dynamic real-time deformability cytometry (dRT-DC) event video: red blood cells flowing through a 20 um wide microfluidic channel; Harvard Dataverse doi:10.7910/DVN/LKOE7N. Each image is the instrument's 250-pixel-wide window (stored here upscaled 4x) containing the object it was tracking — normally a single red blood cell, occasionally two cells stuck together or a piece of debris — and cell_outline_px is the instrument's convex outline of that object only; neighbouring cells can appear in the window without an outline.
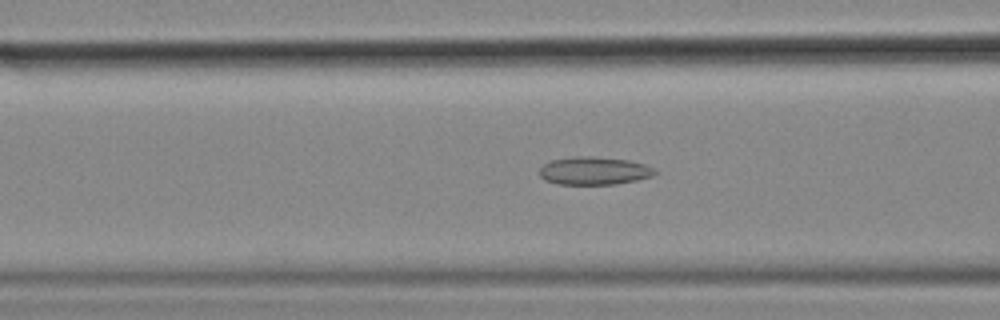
{"species": "common noctule bat (a hibernating species)", "species_latin": "Nyctalus noctula", "temperature_condition": "cold", "stored_images_in_passage": 56, "camera_frame_rate_fps": 3000, "um_per_image_px": 0.085, "animal": {"sex": "female", "body_mass_g": 18.4}, "frame": {"image": 1, "passage_image": 22, "time_ms": 7.0, "image_size_px": [1000, 320], "cell_outline_px": [[656, 172], [652, 176], [636, 180], [616, 184], [556, 184], [544, 180], [540, 176], [540, 168], [544, 164], [552, 160], [576, 156], [588, 156], [628, 160], [644, 164], [656, 168]], "centroid_in_image_um": [50.49, 14.52], "position_along_channel_um": 116.1, "area_um2": 18.73}}
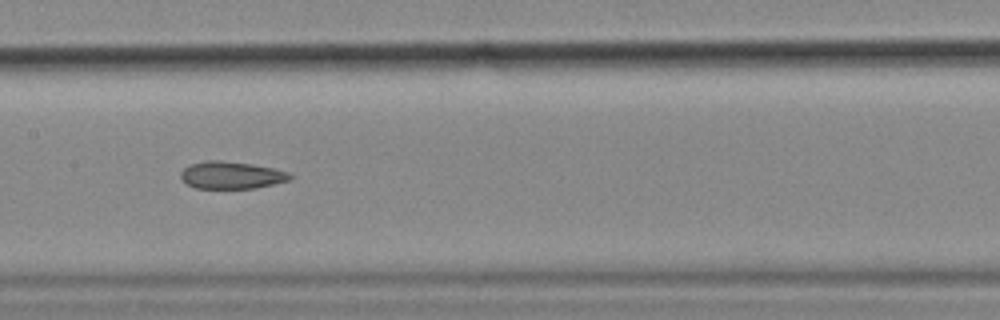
{"frame": {"image": 2, "passage_image": 28, "time_ms": 9.0, "image_size_px": [1000, 320], "cell_outline_px": [[292, 180], [256, 188], [196, 188], [188, 184], [180, 176], [180, 172], [188, 164], [208, 160], [220, 160], [252, 164], [272, 168], [288, 172], [292, 176]], "centroid_in_image_um": [19.67, 14.88], "position_along_channel_um": 187.7, "area_um2": 17.4}}
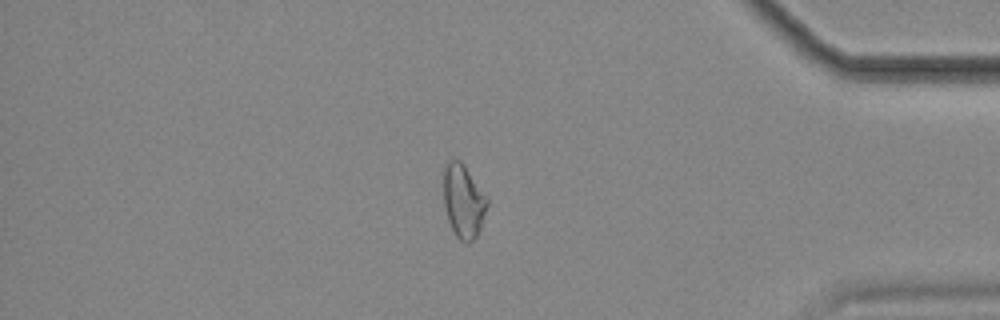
{"frame": {"image": 3, "passage_image": 48, "time_ms": 15.667, "image_size_px": [1000, 320], "cell_outline_px": [[488, 204], [480, 228], [476, 236], [468, 244], [460, 240], [456, 236], [448, 220], [444, 208], [444, 164], [448, 160], [460, 160], [464, 164], [488, 196]], "centroid_in_image_um": [39.4, 17.07], "position_along_channel_um": 395.8, "area_um2": 18.84}, "authors_computed_cell_mechanics": {"area_um2": 19.363, "velocity_mm_per_s": 3.5857, "shape_relaxation_time_tau1_ms": null, "shape_relaxation_time_tau2_ms": 4.3389, "deformation_change_tau1": null, "deformation_change_tau2": 0.1092}}